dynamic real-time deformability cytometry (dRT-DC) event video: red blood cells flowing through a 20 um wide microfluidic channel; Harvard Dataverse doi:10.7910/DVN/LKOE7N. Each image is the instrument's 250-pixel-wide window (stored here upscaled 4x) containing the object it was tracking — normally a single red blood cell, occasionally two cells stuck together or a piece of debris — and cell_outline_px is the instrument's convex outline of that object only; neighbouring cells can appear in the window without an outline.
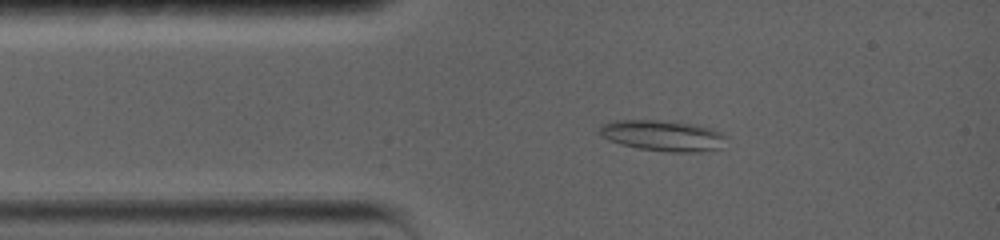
{"species": "common noctule bat (a hibernating species)", "species_latin": "Nyctalus noctula", "temperature_condition": "warm", "stored_images_in_passage": 3, "camera_frame_rate_fps": 5000, "um_per_image_px": 0.085, "animal": {"sex": "female", "body_mass_g": 19.0, "forearm_length_mm": 56.7}, "frame": {"image": 1, "passage_image": 2, "time_ms": 1.2, "image_size_px": [1000, 240], "cell_outline_px": [[728, 136], [720, 148], [700, 152], [668, 152], [636, 148], [620, 144], [608, 140], [596, 132], [600, 124], [616, 120], [656, 120], [692, 124], [712, 128]], "centroid_in_image_um": [56.3, 11.53], "position_along_channel_um": 28.7, "area_um2": 23.0}}